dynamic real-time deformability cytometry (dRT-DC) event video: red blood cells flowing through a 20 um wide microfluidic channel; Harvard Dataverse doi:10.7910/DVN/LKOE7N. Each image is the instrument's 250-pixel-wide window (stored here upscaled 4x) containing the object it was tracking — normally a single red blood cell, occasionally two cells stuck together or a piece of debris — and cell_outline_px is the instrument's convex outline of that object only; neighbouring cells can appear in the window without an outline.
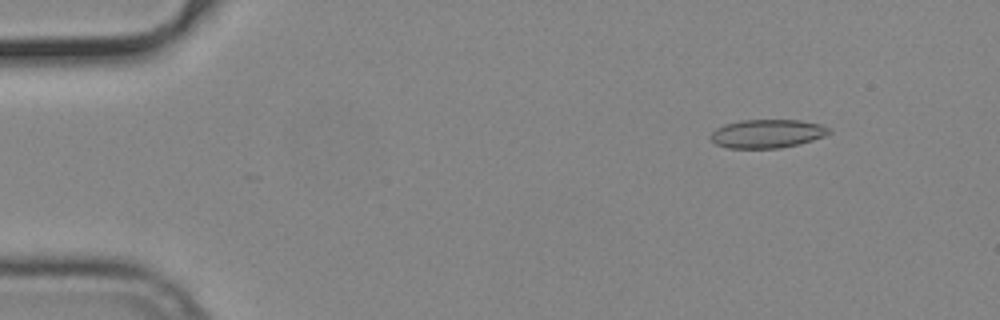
{"species": "common noctule bat (a hibernating species)", "species_latin": "Nyctalus noctula", "temperature_condition": "cold", "stored_images_in_passage": 50, "camera_frame_rate_fps": 3000, "um_per_image_px": 0.085, "animal": {"sex": "male", "body_mass_g": 19.2, "forearm_length_mm": 51.8}, "frame": {"image": 1, "passage_image": 2, "time_ms": 0.333, "image_size_px": [1000, 320], "cell_outline_px": [[832, 132], [824, 136], [800, 144], [780, 148], [728, 148], [716, 144], [708, 136], [716, 128], [724, 124], [740, 120], [800, 120], [820, 124], [832, 128]], "centroid_in_image_um": [65.22, 11.36], "position_along_channel_um": 19.8, "area_um2": 19.88}}
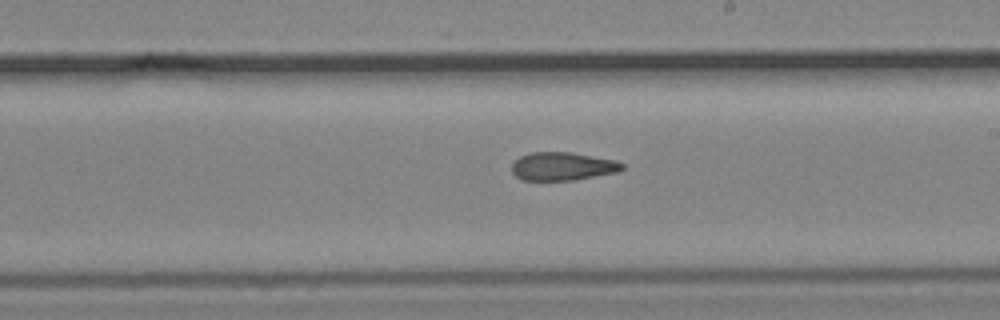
{"frame": {"image": 2, "passage_image": 27, "time_ms": 8.667, "image_size_px": [1000, 320], "cell_outline_px": [[624, 168], [620, 172], [572, 180], [520, 180], [512, 172], [512, 164], [520, 156], [528, 152], [572, 152], [616, 160], [624, 164]], "centroid_in_image_um": [47.83, 14.13], "position_along_channel_um": 241.2, "area_um2": 18.32}}
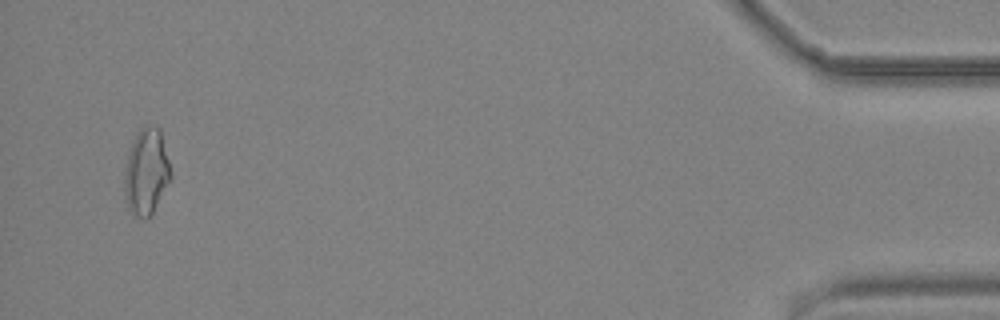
{"frame": {"image": 3, "passage_image": 48, "time_ms": 15.667, "image_size_px": [1000, 320], "cell_outline_px": [[172, 180], [152, 216], [144, 220], [132, 216], [128, 208], [124, 192], [124, 172], [128, 152], [132, 140], [136, 132], [140, 128], [160, 128], [172, 172]], "centroid_in_image_um": [12.45, 14.69], "position_along_channel_um": 422.8, "area_um2": 23.93}, "authors_computed_cell_mechanics": {"area_um2": 19.4786, "velocity_mm_per_s": 3.7747, "shape_relaxation_time_tau1_ms": null, "shape_relaxation_time_tau2_ms": 4.5999, "deformation_change_tau1": null, "deformation_change_tau2": 0.1333}}